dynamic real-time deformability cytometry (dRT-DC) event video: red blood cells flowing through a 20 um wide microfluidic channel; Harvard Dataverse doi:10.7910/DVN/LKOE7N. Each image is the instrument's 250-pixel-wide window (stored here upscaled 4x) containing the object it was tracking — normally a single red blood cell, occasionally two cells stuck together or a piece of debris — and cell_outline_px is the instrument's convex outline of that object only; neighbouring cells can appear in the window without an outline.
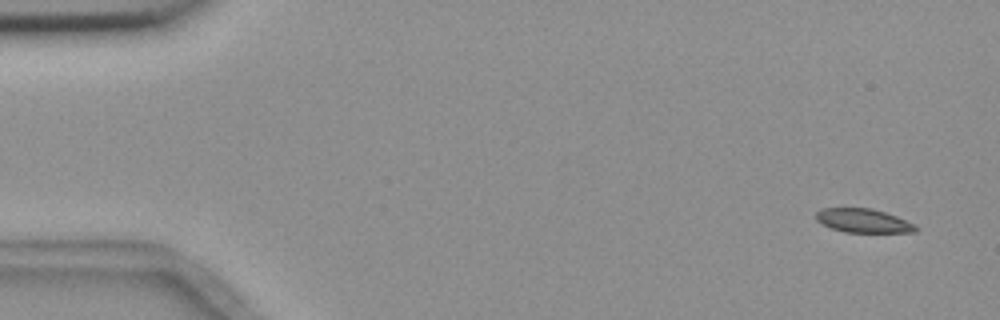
{"species": "common noctule bat (a hibernating species)", "species_latin": "Nyctalus noctula", "temperature_condition": "room temperature", "stored_images_in_passage": 5, "camera_frame_rate_fps": 3000, "um_per_image_px": 0.085, "animal": {"sex": "female", "body_mass_g": 18.4}, "frame": {"image": 1, "passage_image": 1, "time_ms": 0.0, "image_size_px": [1000, 320], "cell_outline_px": [[916, 232], [844, 232], [832, 228], [816, 220], [816, 212], [824, 208], [872, 208], [896, 216], [916, 224]], "centroid_in_image_um": [73.39, 18.75], "position_along_channel_um": 11.6, "area_um2": 13.7}}